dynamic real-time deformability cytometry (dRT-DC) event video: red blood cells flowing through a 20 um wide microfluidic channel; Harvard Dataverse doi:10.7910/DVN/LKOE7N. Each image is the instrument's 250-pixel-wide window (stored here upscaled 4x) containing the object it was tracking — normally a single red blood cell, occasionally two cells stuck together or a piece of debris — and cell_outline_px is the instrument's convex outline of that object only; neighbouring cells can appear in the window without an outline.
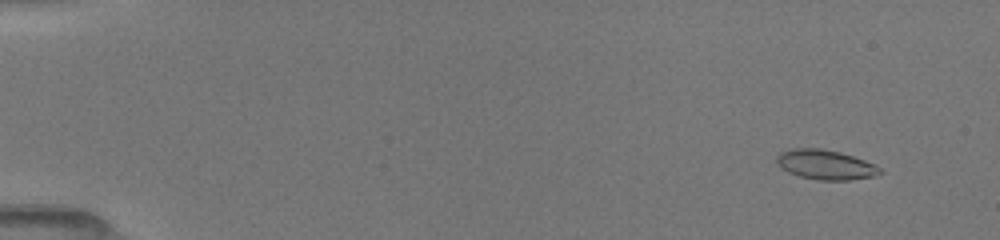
{"species": "common noctule bat (a hibernating species)", "species_latin": "Nyctalus noctula", "temperature_condition": "room temperature", "stored_images_in_passage": 52, "camera_frame_rate_fps": 3000, "um_per_image_px": 0.085, "animal": {"sex": "female", "body_mass_g": 19.5, "forearm_length_mm": 54.1}, "frame": {"image": 1, "passage_image": 5, "time_ms": 1.333, "image_size_px": [1000, 240], "cell_outline_px": [[884, 172], [876, 176], [848, 180], [820, 180], [800, 176], [788, 172], [776, 160], [776, 156], [780, 152], [792, 148], [820, 148], [840, 152], [876, 164]], "centroid_in_image_um": [70.21, 13.99], "position_along_channel_um": 14.8, "area_um2": 17.8}}
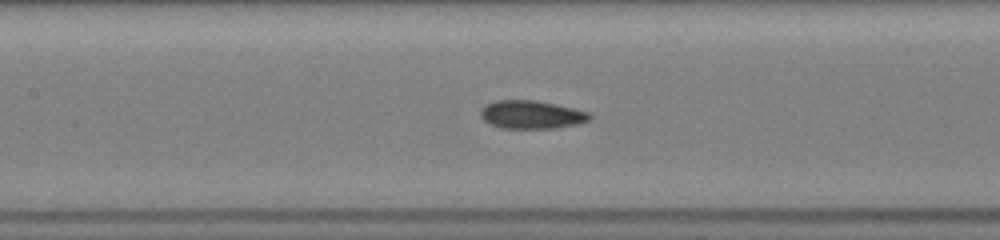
{"frame": {"image": 2, "passage_image": 26, "time_ms": 8.333, "image_size_px": [1000, 240], "cell_outline_px": [[592, 120], [576, 124], [556, 128], [500, 128], [484, 120], [480, 116], [480, 112], [484, 104], [496, 100], [536, 100], [556, 104], [588, 112], [592, 116]], "centroid_in_image_um": [45.17, 9.74], "position_along_channel_um": 162.2, "area_um2": 17.98}}
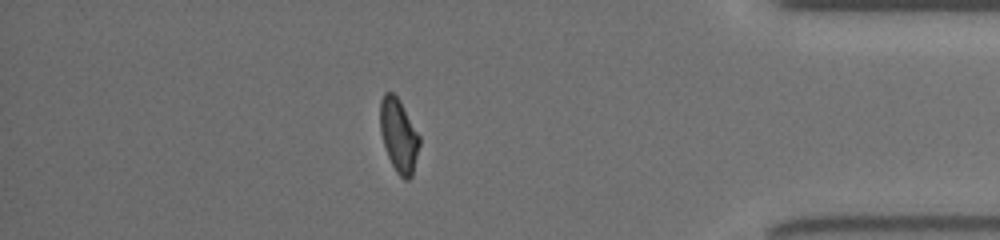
{"frame": {"image": 3, "passage_image": 46, "time_ms": 15.0, "image_size_px": [1000, 240], "cell_outline_px": [[420, 144], [412, 176], [408, 180], [404, 180], [396, 172], [388, 156], [380, 132], [380, 100], [384, 92], [392, 92], [400, 100], [420, 136]], "centroid_in_image_um": [33.89, 11.5], "position_along_channel_um": 401.3, "area_um2": 16.88}, "authors_computed_cell_mechanics": {"area_um2": 17.629, "velocity_mm_per_s": 4.0493, "shape_relaxation_time_tau1_ms": 4.8282, "shape_relaxation_time_tau2_ms": 2.0178, "deformation_change_tau1": 0.1617, "deformation_change_tau2": 0.0682}}